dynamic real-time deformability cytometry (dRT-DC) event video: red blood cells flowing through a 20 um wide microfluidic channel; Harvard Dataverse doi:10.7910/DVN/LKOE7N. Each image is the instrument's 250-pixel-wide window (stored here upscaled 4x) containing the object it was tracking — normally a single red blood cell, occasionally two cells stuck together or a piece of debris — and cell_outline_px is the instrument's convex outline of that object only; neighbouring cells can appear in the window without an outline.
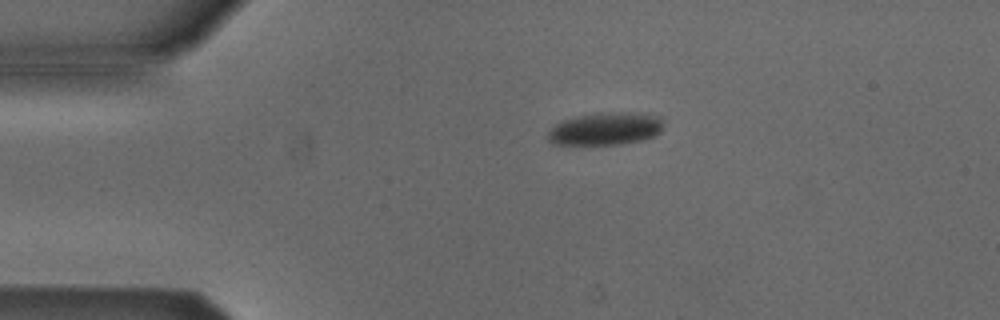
{"species": "Egyptian fruit bat (a non-hibernating species)", "species_latin": "Rousettus aegyptiacus", "temperature_condition": "cold", "stored_images_in_passage": 2, "camera_frame_rate_fps": 3000, "um_per_image_px": 0.085, "animal": {"sex": "male"}, "frame": {"image": 1, "passage_image": 1, "time_ms": 0.0, "image_size_px": [1000, 320], "cell_outline_px": [[660, 132], [656, 136], [640, 140], [620, 144], [552, 144], [548, 140], [548, 132], [560, 120], [576, 116], [600, 112], [608, 112], [660, 116]], "centroid_in_image_um": [51.39, 10.95], "position_along_channel_um": 33.6, "area_um2": 21.56}}